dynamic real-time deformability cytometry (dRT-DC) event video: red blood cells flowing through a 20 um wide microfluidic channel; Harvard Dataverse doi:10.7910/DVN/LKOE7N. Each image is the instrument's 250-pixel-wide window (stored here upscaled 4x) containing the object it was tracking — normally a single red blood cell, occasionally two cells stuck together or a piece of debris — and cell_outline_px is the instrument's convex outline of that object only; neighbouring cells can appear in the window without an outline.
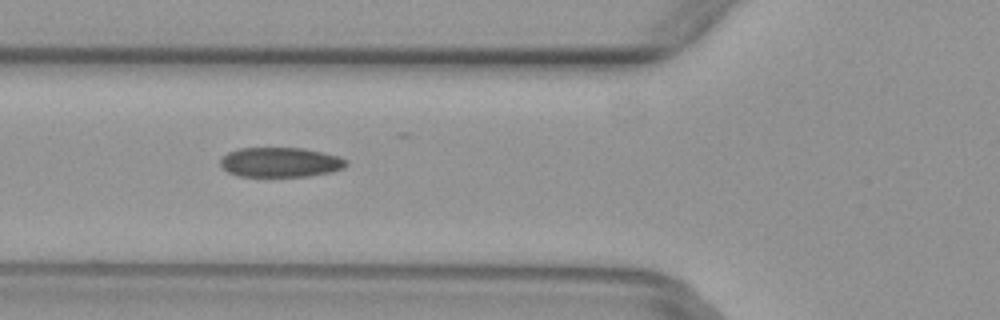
{"species": "common noctule bat (a hibernating species)", "species_latin": "Nyctalus noctula", "temperature_condition": "warm", "stored_images_in_passage": 7, "camera_frame_rate_fps": 3000, "um_per_image_px": 0.085, "animal": {"sex": "female", "body_mass_g": 29.2, "forearm_length_mm": 56.3}, "frame": {"image": 1, "passage_image": 5, "time_ms": 1.333, "image_size_px": [1000, 320], "cell_outline_px": [[348, 164], [344, 168], [332, 172], [308, 176], [236, 176], [228, 172], [220, 164], [220, 160], [228, 152], [240, 148], [304, 148], [324, 152], [340, 156], [348, 160]], "centroid_in_image_um": [23.88, 13.79], "position_along_channel_um": 101.9, "area_um2": 21.96}}